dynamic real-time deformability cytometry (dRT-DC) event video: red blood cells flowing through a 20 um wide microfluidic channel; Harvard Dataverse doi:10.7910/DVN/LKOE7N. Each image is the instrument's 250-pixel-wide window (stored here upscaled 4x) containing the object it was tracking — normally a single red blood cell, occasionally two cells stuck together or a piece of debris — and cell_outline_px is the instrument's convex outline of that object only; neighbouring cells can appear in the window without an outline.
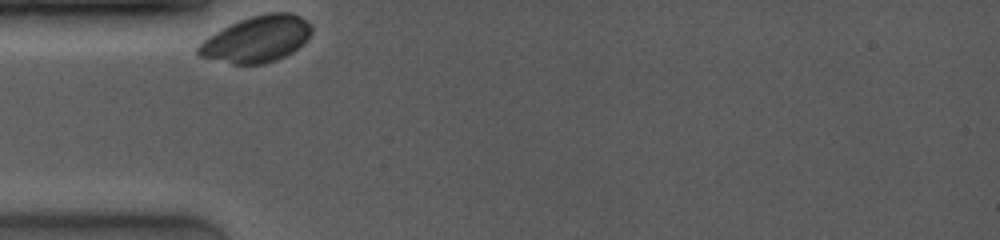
{"species": "common noctule bat (a hibernating species)", "species_latin": "Nyctalus noctula", "temperature_condition": "room temperature", "stored_images_in_passage": 7, "camera_frame_rate_fps": 4000, "um_per_image_px": 0.085, "animal": {"sex": "female", "body_mass_g": 19.0, "forearm_length_mm": 53.3}, "frame": {"image": 1, "passage_image": 1, "time_ms": 0.0, "image_size_px": [1000, 240], "cell_outline_px": [[312, 32], [292, 52], [276, 60], [264, 64], [232, 64], [200, 56], [196, 52], [196, 48], [208, 36], [240, 20], [252, 16], [268, 12], [292, 12], [300, 16], [312, 24]], "centroid_in_image_um": [21.83, 3.32], "position_along_channel_um": 63.2, "area_um2": 30.23}}
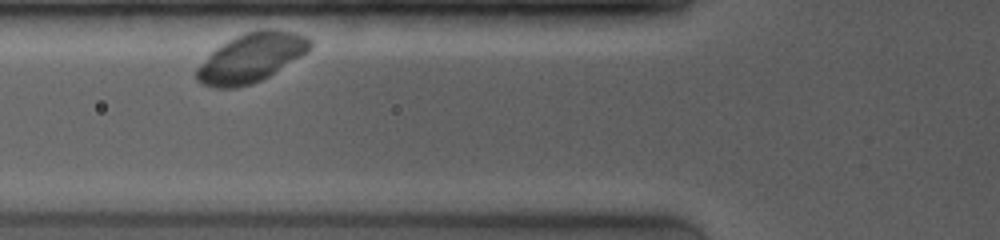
{"frame": {"image": 2, "passage_image": 4, "time_ms": 1.25, "image_size_px": [1000, 240], "cell_outline_px": [[312, 48], [308, 52], [268, 76], [252, 84], [236, 88], [216, 88], [204, 84], [196, 80], [196, 68], [220, 44], [244, 32], [260, 28], [272, 28], [292, 32], [308, 36], [312, 40]], "centroid_in_image_um": [21.38, 4.88], "position_along_channel_um": 104.4, "area_um2": 32.48}}